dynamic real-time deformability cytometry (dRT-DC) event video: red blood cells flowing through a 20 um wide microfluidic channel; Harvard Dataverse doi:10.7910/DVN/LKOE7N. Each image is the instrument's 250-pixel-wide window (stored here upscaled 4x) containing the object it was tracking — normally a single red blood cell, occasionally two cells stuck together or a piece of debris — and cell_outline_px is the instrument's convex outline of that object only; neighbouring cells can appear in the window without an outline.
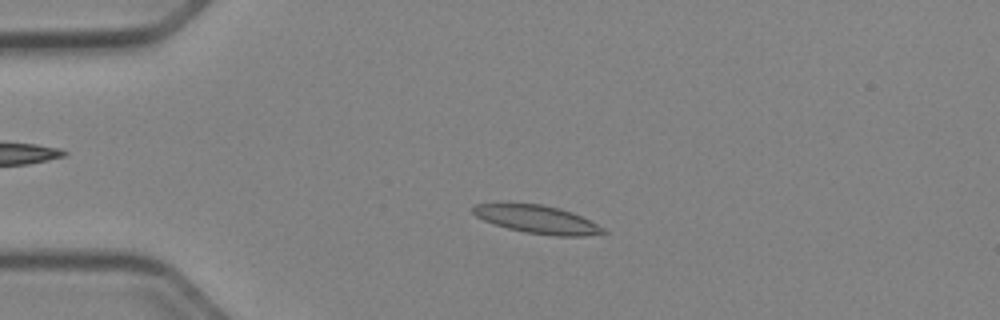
{"species": "Egyptian fruit bat (a non-hibernating species)", "species_latin": "Rousettus aegyptiacus", "temperature_condition": "cold", "stored_images_in_passage": 51, "camera_frame_rate_fps": 3000, "um_per_image_px": 0.085, "animal": {"sex": "female"}, "frame": {"image": 1, "passage_image": 12, "time_ms": 3.667, "image_size_px": [1000, 320], "cell_outline_px": [[608, 232], [584, 236], [556, 236], [524, 232], [508, 228], [484, 220], [476, 216], [472, 212], [472, 204], [500, 200], [504, 200], [540, 204], [560, 208], [572, 212], [604, 228]], "centroid_in_image_um": [45.54, 18.59], "position_along_channel_um": 39.5, "area_um2": 21.96}}
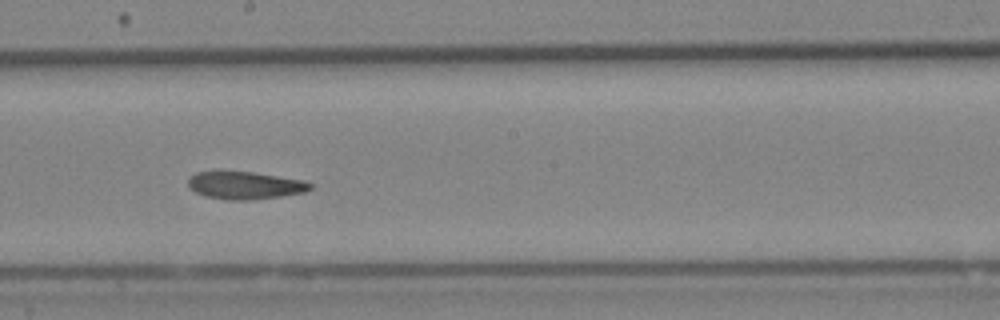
{"frame": {"image": 2, "passage_image": 29, "time_ms": 9.333, "image_size_px": [1000, 320], "cell_outline_px": [[312, 188], [304, 192], [280, 196], [252, 200], [228, 200], [204, 196], [196, 192], [188, 184], [188, 180], [196, 172], [252, 172], [304, 180], [312, 184]], "centroid_in_image_um": [20.85, 15.76], "position_along_channel_um": 227.3, "area_um2": 19.36}}
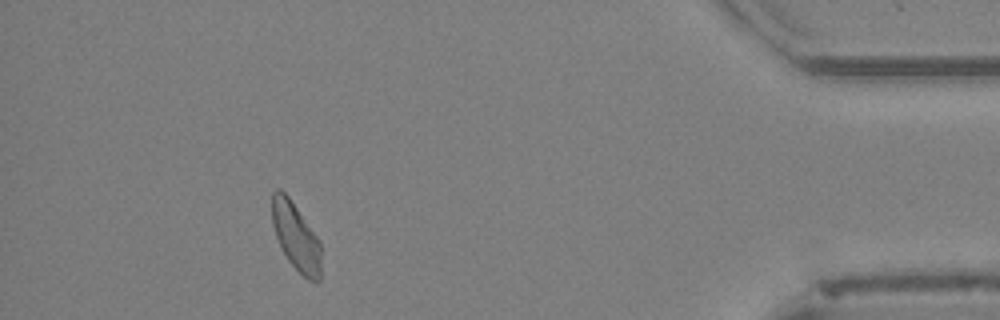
{"frame": {"image": 3, "passage_image": 47, "time_ms": 15.333, "image_size_px": [1000, 320], "cell_outline_px": [[320, 280], [308, 280], [288, 260], [276, 236], [272, 224], [272, 192], [276, 188], [280, 188], [288, 196], [320, 240]], "centroid_in_image_um": [25.14, 20.07], "position_along_channel_um": 410.1, "area_um2": 19.02}, "authors_computed_cell_mechanics": {"area_um2": 20.2878, "velocity_mm_per_s": 3.9261, "shape_relaxation_time_tau1_ms": null, "shape_relaxation_time_tau2_ms": 4.5808, "deformation_change_tau1": null, "deformation_change_tau2": 0.1154}}